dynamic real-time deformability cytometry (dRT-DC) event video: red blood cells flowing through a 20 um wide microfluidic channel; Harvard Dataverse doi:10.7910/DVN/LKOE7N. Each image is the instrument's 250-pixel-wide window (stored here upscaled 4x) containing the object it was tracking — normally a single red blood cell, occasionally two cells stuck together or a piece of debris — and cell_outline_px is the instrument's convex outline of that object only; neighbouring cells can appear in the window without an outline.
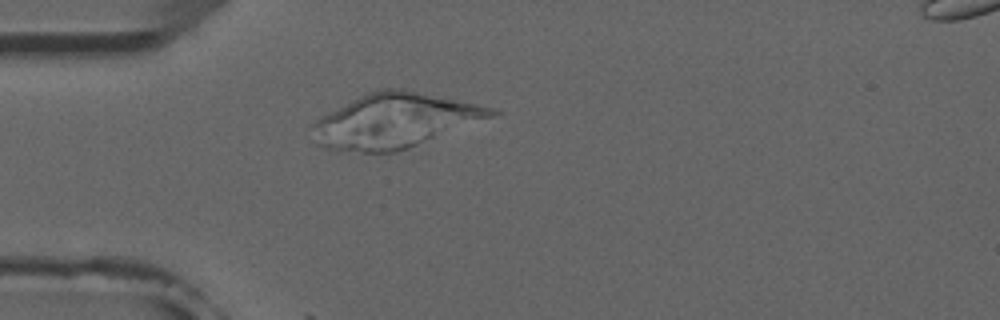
{"species": "common noctule bat (a hibernating species)", "species_latin": "Nyctalus noctula", "temperature_condition": "room temperature", "stored_images_in_passage": 3, "camera_frame_rate_fps": 3000, "um_per_image_px": 0.085, "animal": {"sex": "male", "forearm_length_mm": 52.5}, "frame": {"image": 1, "passage_image": 1, "time_ms": 0.0, "image_size_px": [1000, 320], "cell_outline_px": [[432, 136], [408, 148], [396, 152], [364, 152], [328, 148], [316, 144], [356, 128], [372, 124], [380, 124], [432, 132]], "centroid_in_image_um": [32.04, 11.82], "position_along_channel_um": 53.0, "area_um2": 15.32}}